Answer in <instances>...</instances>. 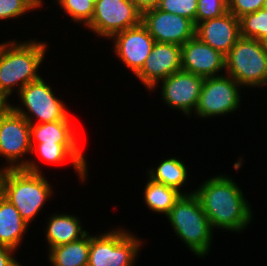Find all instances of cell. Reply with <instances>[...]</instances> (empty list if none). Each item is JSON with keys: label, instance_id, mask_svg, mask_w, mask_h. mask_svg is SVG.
<instances>
[{"label": "cell", "instance_id": "6da1fadb", "mask_svg": "<svg viewBox=\"0 0 267 266\" xmlns=\"http://www.w3.org/2000/svg\"><path fill=\"white\" fill-rule=\"evenodd\" d=\"M211 227L240 231L251 221L252 211L235 182L225 176L206 180L197 191Z\"/></svg>", "mask_w": 267, "mask_h": 266}, {"label": "cell", "instance_id": "7a4b0ae2", "mask_svg": "<svg viewBox=\"0 0 267 266\" xmlns=\"http://www.w3.org/2000/svg\"><path fill=\"white\" fill-rule=\"evenodd\" d=\"M37 168L35 162L20 161L16 169H0V194L14 205L27 224L52 192Z\"/></svg>", "mask_w": 267, "mask_h": 266}, {"label": "cell", "instance_id": "3957f363", "mask_svg": "<svg viewBox=\"0 0 267 266\" xmlns=\"http://www.w3.org/2000/svg\"><path fill=\"white\" fill-rule=\"evenodd\" d=\"M47 45L41 42L13 41L0 44V100L7 102L15 85L20 91L28 83L38 80L37 73L43 61Z\"/></svg>", "mask_w": 267, "mask_h": 266}, {"label": "cell", "instance_id": "277c9868", "mask_svg": "<svg viewBox=\"0 0 267 266\" xmlns=\"http://www.w3.org/2000/svg\"><path fill=\"white\" fill-rule=\"evenodd\" d=\"M176 235L195 255L205 256L210 248L212 227L196 194H182L167 215Z\"/></svg>", "mask_w": 267, "mask_h": 266}, {"label": "cell", "instance_id": "5b68a950", "mask_svg": "<svg viewBox=\"0 0 267 266\" xmlns=\"http://www.w3.org/2000/svg\"><path fill=\"white\" fill-rule=\"evenodd\" d=\"M225 70L239 85H267V43L240 37L225 55Z\"/></svg>", "mask_w": 267, "mask_h": 266}, {"label": "cell", "instance_id": "8992f818", "mask_svg": "<svg viewBox=\"0 0 267 266\" xmlns=\"http://www.w3.org/2000/svg\"><path fill=\"white\" fill-rule=\"evenodd\" d=\"M140 244L123 230L90 236L88 266H132Z\"/></svg>", "mask_w": 267, "mask_h": 266}, {"label": "cell", "instance_id": "52a82bcc", "mask_svg": "<svg viewBox=\"0 0 267 266\" xmlns=\"http://www.w3.org/2000/svg\"><path fill=\"white\" fill-rule=\"evenodd\" d=\"M141 19L142 13L131 0H98L87 27L100 36L112 38L119 32L138 26Z\"/></svg>", "mask_w": 267, "mask_h": 266}, {"label": "cell", "instance_id": "ba28073f", "mask_svg": "<svg viewBox=\"0 0 267 266\" xmlns=\"http://www.w3.org/2000/svg\"><path fill=\"white\" fill-rule=\"evenodd\" d=\"M205 78L195 113L201 117L235 111L240 103L239 84L229 75Z\"/></svg>", "mask_w": 267, "mask_h": 266}, {"label": "cell", "instance_id": "9c48e42d", "mask_svg": "<svg viewBox=\"0 0 267 266\" xmlns=\"http://www.w3.org/2000/svg\"><path fill=\"white\" fill-rule=\"evenodd\" d=\"M31 150L30 123L8 106L0 115V155L10 162L6 169H16L17 159Z\"/></svg>", "mask_w": 267, "mask_h": 266}, {"label": "cell", "instance_id": "30bf717a", "mask_svg": "<svg viewBox=\"0 0 267 266\" xmlns=\"http://www.w3.org/2000/svg\"><path fill=\"white\" fill-rule=\"evenodd\" d=\"M141 23L156 42L182 46L195 36L196 26L188 18L153 8L142 13Z\"/></svg>", "mask_w": 267, "mask_h": 266}, {"label": "cell", "instance_id": "8fae6325", "mask_svg": "<svg viewBox=\"0 0 267 266\" xmlns=\"http://www.w3.org/2000/svg\"><path fill=\"white\" fill-rule=\"evenodd\" d=\"M19 95L31 115L40 119L39 123L69 120L65 104L53 95L51 87L41 77L24 86Z\"/></svg>", "mask_w": 267, "mask_h": 266}, {"label": "cell", "instance_id": "7c38bea8", "mask_svg": "<svg viewBox=\"0 0 267 266\" xmlns=\"http://www.w3.org/2000/svg\"><path fill=\"white\" fill-rule=\"evenodd\" d=\"M113 37L115 53L136 75L144 66L156 41L142 23L119 32Z\"/></svg>", "mask_w": 267, "mask_h": 266}, {"label": "cell", "instance_id": "4fadbf2b", "mask_svg": "<svg viewBox=\"0 0 267 266\" xmlns=\"http://www.w3.org/2000/svg\"><path fill=\"white\" fill-rule=\"evenodd\" d=\"M204 80L193 73L177 71L162 80V97L168 106L189 115L192 109H196Z\"/></svg>", "mask_w": 267, "mask_h": 266}, {"label": "cell", "instance_id": "5bb4252c", "mask_svg": "<svg viewBox=\"0 0 267 266\" xmlns=\"http://www.w3.org/2000/svg\"><path fill=\"white\" fill-rule=\"evenodd\" d=\"M180 70H182L181 46L155 42L144 66L136 76L148 89L153 90L159 79L164 80Z\"/></svg>", "mask_w": 267, "mask_h": 266}, {"label": "cell", "instance_id": "9a60e30c", "mask_svg": "<svg viewBox=\"0 0 267 266\" xmlns=\"http://www.w3.org/2000/svg\"><path fill=\"white\" fill-rule=\"evenodd\" d=\"M182 70L203 78L225 69V55L194 36L181 46Z\"/></svg>", "mask_w": 267, "mask_h": 266}, {"label": "cell", "instance_id": "2e32d148", "mask_svg": "<svg viewBox=\"0 0 267 266\" xmlns=\"http://www.w3.org/2000/svg\"><path fill=\"white\" fill-rule=\"evenodd\" d=\"M195 36L226 55L240 36V20L231 12L196 25Z\"/></svg>", "mask_w": 267, "mask_h": 266}, {"label": "cell", "instance_id": "e0dca14e", "mask_svg": "<svg viewBox=\"0 0 267 266\" xmlns=\"http://www.w3.org/2000/svg\"><path fill=\"white\" fill-rule=\"evenodd\" d=\"M16 113L25 117L30 123V138H31V153L35 151L36 147L33 144V139L37 143L54 144V143H77L74 131L71 128L70 120H58L55 122L37 123L33 124V119L21 109L9 105Z\"/></svg>", "mask_w": 267, "mask_h": 266}, {"label": "cell", "instance_id": "ac0fdd59", "mask_svg": "<svg viewBox=\"0 0 267 266\" xmlns=\"http://www.w3.org/2000/svg\"><path fill=\"white\" fill-rule=\"evenodd\" d=\"M26 227L19 211L0 194V245L16 250Z\"/></svg>", "mask_w": 267, "mask_h": 266}, {"label": "cell", "instance_id": "d6986e66", "mask_svg": "<svg viewBox=\"0 0 267 266\" xmlns=\"http://www.w3.org/2000/svg\"><path fill=\"white\" fill-rule=\"evenodd\" d=\"M46 232L49 248L74 242L87 234L77 217L64 214L52 216Z\"/></svg>", "mask_w": 267, "mask_h": 266}, {"label": "cell", "instance_id": "ffe728a7", "mask_svg": "<svg viewBox=\"0 0 267 266\" xmlns=\"http://www.w3.org/2000/svg\"><path fill=\"white\" fill-rule=\"evenodd\" d=\"M38 144V153L40 156L51 163H62L68 157L73 163L74 168L77 170L81 180L86 178V161L85 157L77 147V143H54V144Z\"/></svg>", "mask_w": 267, "mask_h": 266}, {"label": "cell", "instance_id": "44dd1931", "mask_svg": "<svg viewBox=\"0 0 267 266\" xmlns=\"http://www.w3.org/2000/svg\"><path fill=\"white\" fill-rule=\"evenodd\" d=\"M90 235L79 240L50 248L49 261L53 266H88Z\"/></svg>", "mask_w": 267, "mask_h": 266}, {"label": "cell", "instance_id": "7402d4cb", "mask_svg": "<svg viewBox=\"0 0 267 266\" xmlns=\"http://www.w3.org/2000/svg\"><path fill=\"white\" fill-rule=\"evenodd\" d=\"M144 191L145 203L149 209L158 213H164L166 216L182 195L181 191L152 179L147 182Z\"/></svg>", "mask_w": 267, "mask_h": 266}, {"label": "cell", "instance_id": "603a6c76", "mask_svg": "<svg viewBox=\"0 0 267 266\" xmlns=\"http://www.w3.org/2000/svg\"><path fill=\"white\" fill-rule=\"evenodd\" d=\"M187 168L180 160L176 158L166 159L160 163L155 170H150V179L163 183L166 186L172 187L180 191V187L187 179Z\"/></svg>", "mask_w": 267, "mask_h": 266}, {"label": "cell", "instance_id": "cb8c5ba5", "mask_svg": "<svg viewBox=\"0 0 267 266\" xmlns=\"http://www.w3.org/2000/svg\"><path fill=\"white\" fill-rule=\"evenodd\" d=\"M240 36L267 43V9L246 14L240 19Z\"/></svg>", "mask_w": 267, "mask_h": 266}, {"label": "cell", "instance_id": "d4e9b609", "mask_svg": "<svg viewBox=\"0 0 267 266\" xmlns=\"http://www.w3.org/2000/svg\"><path fill=\"white\" fill-rule=\"evenodd\" d=\"M60 7L76 22H82L86 26L94 15V6L98 0H56Z\"/></svg>", "mask_w": 267, "mask_h": 266}, {"label": "cell", "instance_id": "484cf974", "mask_svg": "<svg viewBox=\"0 0 267 266\" xmlns=\"http://www.w3.org/2000/svg\"><path fill=\"white\" fill-rule=\"evenodd\" d=\"M197 0H160L158 9L192 20L196 26Z\"/></svg>", "mask_w": 267, "mask_h": 266}, {"label": "cell", "instance_id": "4316f807", "mask_svg": "<svg viewBox=\"0 0 267 266\" xmlns=\"http://www.w3.org/2000/svg\"><path fill=\"white\" fill-rule=\"evenodd\" d=\"M41 5V0H0V19L16 18Z\"/></svg>", "mask_w": 267, "mask_h": 266}, {"label": "cell", "instance_id": "83f0119b", "mask_svg": "<svg viewBox=\"0 0 267 266\" xmlns=\"http://www.w3.org/2000/svg\"><path fill=\"white\" fill-rule=\"evenodd\" d=\"M196 25L228 12V0H197Z\"/></svg>", "mask_w": 267, "mask_h": 266}, {"label": "cell", "instance_id": "f1b7e54d", "mask_svg": "<svg viewBox=\"0 0 267 266\" xmlns=\"http://www.w3.org/2000/svg\"><path fill=\"white\" fill-rule=\"evenodd\" d=\"M265 0H228V11L238 19L264 8Z\"/></svg>", "mask_w": 267, "mask_h": 266}, {"label": "cell", "instance_id": "f546056e", "mask_svg": "<svg viewBox=\"0 0 267 266\" xmlns=\"http://www.w3.org/2000/svg\"><path fill=\"white\" fill-rule=\"evenodd\" d=\"M15 249L0 245V266H21L14 257H12V252Z\"/></svg>", "mask_w": 267, "mask_h": 266}, {"label": "cell", "instance_id": "4dcf8cb0", "mask_svg": "<svg viewBox=\"0 0 267 266\" xmlns=\"http://www.w3.org/2000/svg\"><path fill=\"white\" fill-rule=\"evenodd\" d=\"M135 7L143 13L146 10L156 8L160 0H131Z\"/></svg>", "mask_w": 267, "mask_h": 266}, {"label": "cell", "instance_id": "1f68e13d", "mask_svg": "<svg viewBox=\"0 0 267 266\" xmlns=\"http://www.w3.org/2000/svg\"><path fill=\"white\" fill-rule=\"evenodd\" d=\"M9 105H10L9 103L0 100V115Z\"/></svg>", "mask_w": 267, "mask_h": 266}, {"label": "cell", "instance_id": "d6a6232c", "mask_svg": "<svg viewBox=\"0 0 267 266\" xmlns=\"http://www.w3.org/2000/svg\"><path fill=\"white\" fill-rule=\"evenodd\" d=\"M264 8L267 9V0H265Z\"/></svg>", "mask_w": 267, "mask_h": 266}]
</instances>
